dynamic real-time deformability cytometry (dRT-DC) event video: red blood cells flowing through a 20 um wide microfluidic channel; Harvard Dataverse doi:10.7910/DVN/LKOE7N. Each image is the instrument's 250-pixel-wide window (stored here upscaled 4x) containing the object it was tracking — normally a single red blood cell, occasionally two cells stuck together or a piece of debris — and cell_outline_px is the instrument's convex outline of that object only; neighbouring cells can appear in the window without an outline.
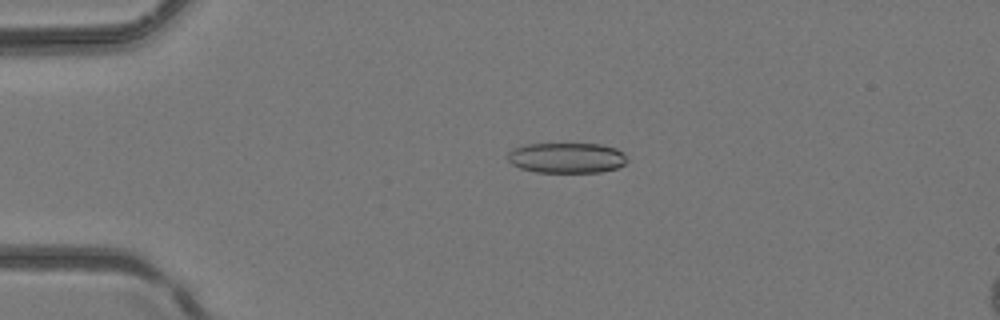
{"species": "common noctule bat (a hibernating species)", "species_latin": "Nyctalus noctula", "temperature_condition": "room temperature", "stored_images_in_passage": 42, "camera_frame_rate_fps": 3000, "um_per_image_px": 0.085, "animal": {"sex": "female", "body_mass_g": 24.6, "forearm_length_mm": 56.2}, "frame": {"image": 1, "passage_image": 9, "time_ms": 2.667, "image_size_px": [1000, 320], "cell_outline_px": [[628, 160], [624, 164], [616, 168], [600, 172], [536, 172], [520, 168], [512, 164], [508, 160], [508, 152], [512, 148], [524, 144], [600, 144], [616, 148], [624, 152]], "centroid_in_image_um": [48.16, 13.41], "position_along_channel_um": 36.8, "area_um2": 21.27}}
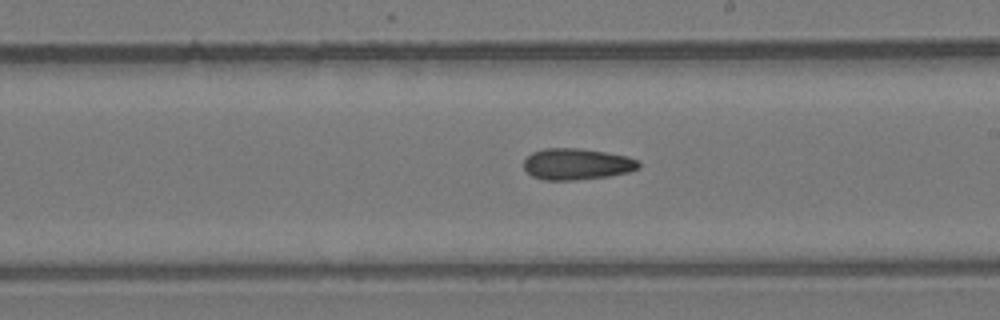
{"frame": {"image": 2, "passage_image": 24, "time_ms": 7.667, "image_size_px": [1000, 320], "cell_outline_px": [[640, 168], [628, 172], [608, 176], [576, 180], [544, 180], [532, 176], [524, 168], [524, 160], [532, 152], [544, 148], [576, 148], [604, 152], [628, 156], [640, 160]], "centroid_in_image_um": [49.04, 13.95], "position_along_channel_um": 240.0, "area_um2": 21.04}}
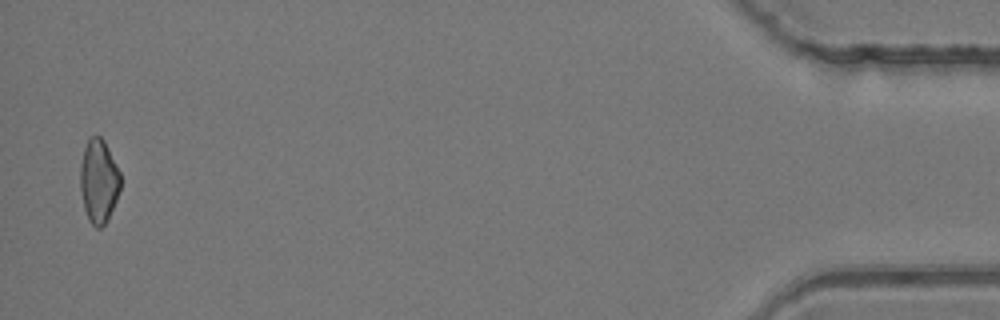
{"frame": {"image": 3, "passage_image": 41, "time_ms": 13.333, "image_size_px": [1000, 320], "cell_outline_px": [[120, 188], [116, 200], [108, 220], [100, 228], [96, 228], [88, 220], [84, 208], [80, 192], [80, 164], [84, 148], [88, 140], [92, 136], [100, 136], [104, 140], [120, 172]], "centroid_in_image_um": [8.38, 15.41], "position_along_channel_um": 426.8, "area_um2": 19.65}}